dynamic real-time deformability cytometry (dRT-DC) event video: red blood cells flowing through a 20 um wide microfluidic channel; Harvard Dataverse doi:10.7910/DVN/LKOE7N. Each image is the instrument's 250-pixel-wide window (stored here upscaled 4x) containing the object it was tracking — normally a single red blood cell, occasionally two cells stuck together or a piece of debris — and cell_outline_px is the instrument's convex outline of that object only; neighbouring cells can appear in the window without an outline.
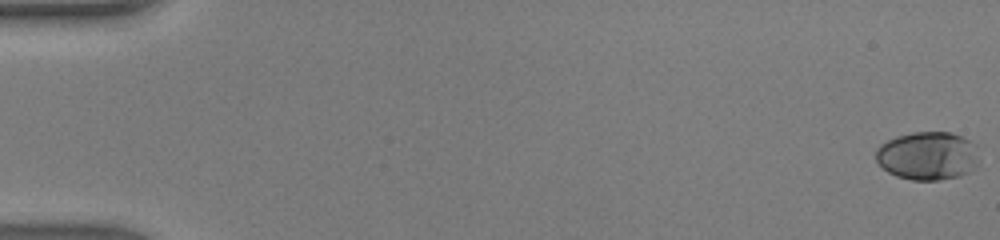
{"species": "human", "species_latin": "Homo sapiens", "temperature_condition": "warm", "stored_images_in_passage": 11, "camera_frame_rate_fps": 3000, "um_per_image_px": 0.085, "donor": {"sex": "male"}, "frame": {"image": 1, "passage_image": 1, "time_ms": 0.0, "image_size_px": [1000, 240], "cell_outline_px": [[980, 160], [968, 172], [960, 176], [940, 180], [912, 180], [896, 176], [888, 172], [876, 160], [876, 148], [880, 144], [896, 136], [912, 132], [952, 132], [976, 144]], "centroid_in_image_um": [78.86, 13.24], "position_along_channel_um": 6.1, "area_um2": 29.25}}